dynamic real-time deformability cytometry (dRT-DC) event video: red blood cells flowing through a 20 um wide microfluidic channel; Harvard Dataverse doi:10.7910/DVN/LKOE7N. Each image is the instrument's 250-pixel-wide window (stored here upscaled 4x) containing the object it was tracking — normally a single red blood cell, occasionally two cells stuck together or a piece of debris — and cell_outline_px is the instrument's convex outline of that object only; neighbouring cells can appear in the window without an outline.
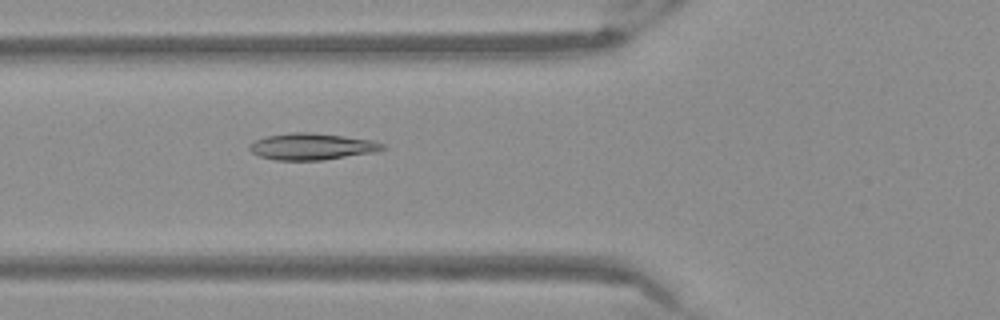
{"species": "Egyptian fruit bat (a non-hibernating species)", "species_latin": "Rousettus aegyptiacus", "temperature_condition": "warm", "stored_images_in_passage": 53, "camera_frame_rate_fps": 3000, "um_per_image_px": 0.085, "frame": {"image": 1, "passage_image": 20, "time_ms": 6.333, "image_size_px": [1000, 320], "cell_outline_px": [[388, 148], [376, 152], [320, 160], [276, 160], [260, 156], [252, 152], [248, 148], [256, 140], [268, 136], [292, 132], [312, 132], [344, 136], [372, 140], [384, 144]], "centroid_in_image_um": [26.56, 12.45], "position_along_channel_um": 99.2, "area_um2": 20.46}}
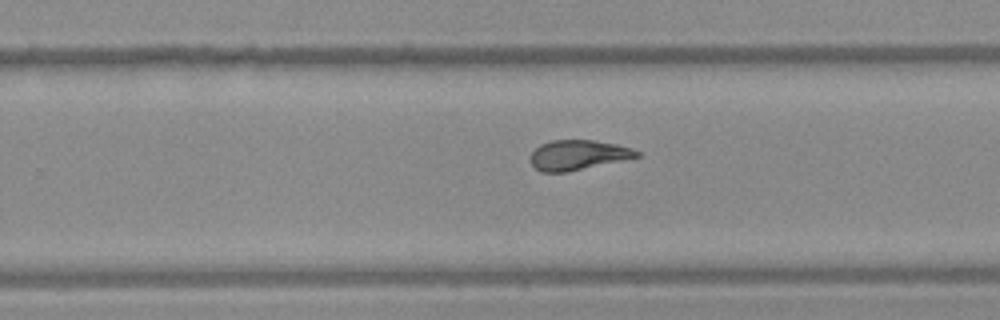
{"frame": {"image": 2, "passage_image": 34, "time_ms": 11.0, "image_size_px": [1000, 320], "cell_outline_px": [[640, 156], [568, 172], [540, 172], [528, 160], [528, 156], [540, 144], [552, 140], [592, 140], [616, 144], [632, 148], [640, 152]], "centroid_in_image_um": [49.08, 13.17], "position_along_channel_um": 280.7, "area_um2": 18.55}}
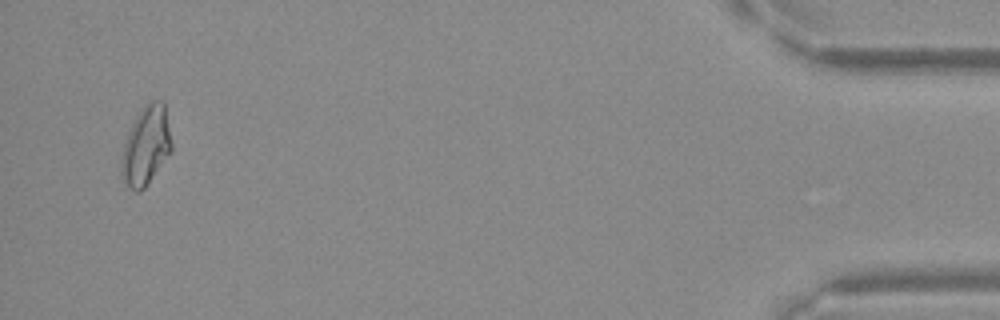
{"frame": {"image": 3, "passage_image": 51, "time_ms": 16.667, "image_size_px": [1000, 320], "cell_outline_px": [[172, 152], [144, 188], [140, 192], [136, 192], [128, 188], [120, 176], [120, 172], [124, 144], [128, 132], [136, 116], [144, 104], [152, 100], [164, 100], [172, 144]], "centroid_in_image_um": [12.42, 12.4], "position_along_channel_um": 422.8, "area_um2": 23.24}}